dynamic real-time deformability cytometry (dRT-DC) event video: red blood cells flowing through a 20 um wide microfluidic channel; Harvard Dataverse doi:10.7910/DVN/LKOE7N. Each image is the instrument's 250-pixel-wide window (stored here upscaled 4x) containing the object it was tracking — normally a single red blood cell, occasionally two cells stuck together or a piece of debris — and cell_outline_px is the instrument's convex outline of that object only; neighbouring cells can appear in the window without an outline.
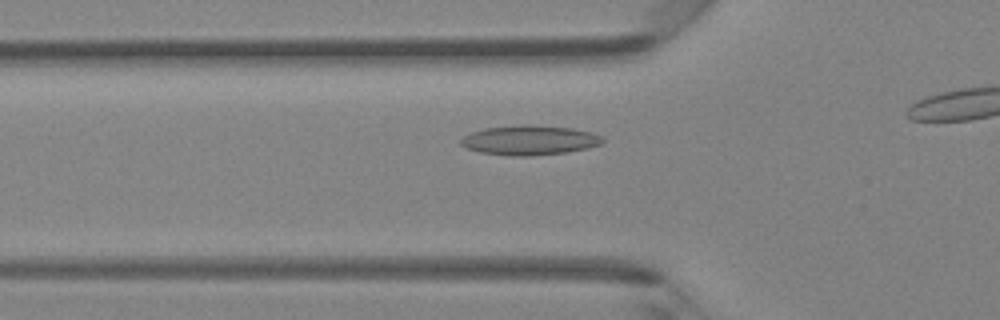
{"species": "Egyptian fruit bat (a non-hibernating species)", "species_latin": "Rousettus aegyptiacus", "temperature_condition": "room temperature", "stored_images_in_passage": 17, "camera_frame_rate_fps": 3000, "um_per_image_px": 0.085, "animal": {"sex": "female"}, "frame": {"image": 1, "passage_image": 12, "time_ms": 3.667, "image_size_px": [1000, 320], "cell_outline_px": [[604, 140], [600, 144], [588, 148], [568, 152], [532, 156], [512, 156], [480, 152], [468, 148], [460, 144], [460, 140], [464, 136], [472, 132], [484, 128], [524, 124], [528, 124], [572, 128], [592, 132], [600, 136]], "centroid_in_image_um": [45.02, 11.91], "position_along_channel_um": 80.8, "area_um2": 24.51}}
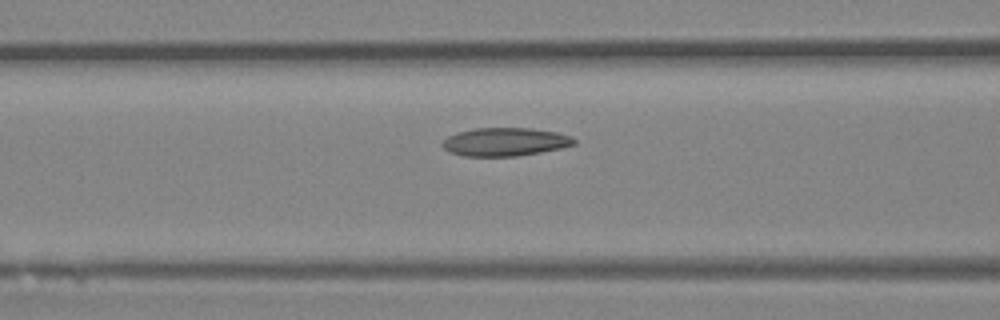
{"frame": {"image": 2, "passage_image": 15, "time_ms": 4.667, "image_size_px": [1000, 320], "cell_outline_px": [[576, 144], [560, 148], [540, 152], [516, 156], [464, 156], [448, 152], [440, 144], [448, 136], [456, 132], [476, 128], [528, 128], [556, 132], [572, 136], [576, 140]], "centroid_in_image_um": [42.91, 12.06], "position_along_channel_um": 123.7, "area_um2": 21.73}}